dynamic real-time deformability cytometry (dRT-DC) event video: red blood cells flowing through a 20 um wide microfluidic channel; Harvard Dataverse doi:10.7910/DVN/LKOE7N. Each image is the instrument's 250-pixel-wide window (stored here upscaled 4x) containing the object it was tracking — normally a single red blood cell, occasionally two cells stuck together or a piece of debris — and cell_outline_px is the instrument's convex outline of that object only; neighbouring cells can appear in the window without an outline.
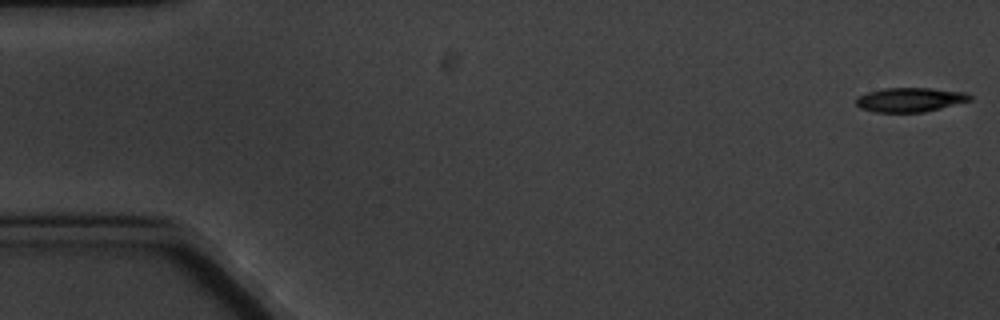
{"species": "common noctule bat (a hibernating species)", "species_latin": "Nyctalus noctula", "temperature_condition": "cold", "stored_images_in_passage": 6, "camera_frame_rate_fps": 3000, "um_per_image_px": 0.085, "animal": {"sex": "male", "body_mass_g": 20.1, "forearm_length_mm": 53.5}, "frame": {"image": 1, "passage_image": 1, "time_ms": 0.0, "image_size_px": [1000, 320], "cell_outline_px": [[972, 100], [924, 112], [876, 112], [860, 108], [856, 104], [856, 96], [868, 92], [884, 88], [932, 88], [964, 92], [972, 96]], "centroid_in_image_um": [77.34, 8.47], "position_along_channel_um": 7.7, "area_um2": 16.07}}
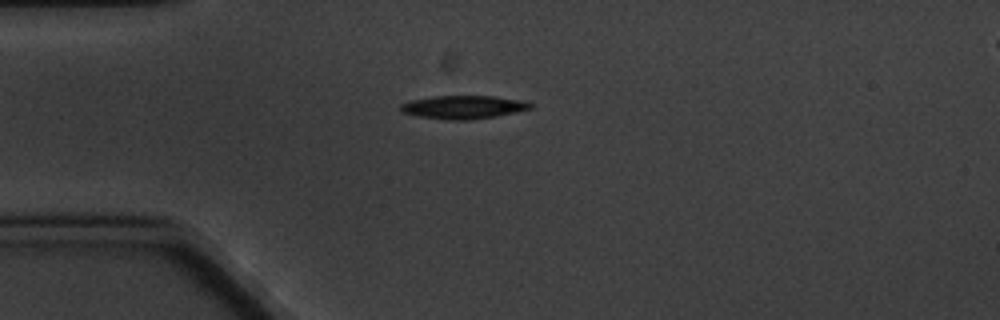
{"frame": {"image": 2, "passage_image": 5, "time_ms": 4.667, "image_size_px": [1000, 320], "cell_outline_px": [[532, 108], [516, 112], [496, 116], [468, 120], [448, 120], [416, 116], [404, 112], [400, 108], [400, 104], [412, 100], [436, 96], [492, 96], [524, 100], [532, 104]], "centroid_in_image_um": [39.41, 9.11], "position_along_channel_um": 45.6, "area_um2": 17.51}}